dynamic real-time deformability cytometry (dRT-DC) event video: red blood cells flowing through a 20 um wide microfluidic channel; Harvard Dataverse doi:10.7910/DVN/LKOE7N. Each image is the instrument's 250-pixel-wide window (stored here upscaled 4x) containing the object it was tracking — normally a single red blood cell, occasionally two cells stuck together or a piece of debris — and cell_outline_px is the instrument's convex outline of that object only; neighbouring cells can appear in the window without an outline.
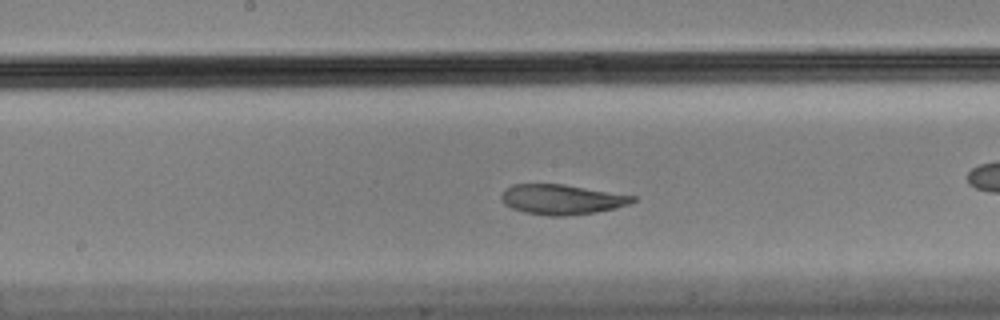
{"species": "Egyptian fruit bat (a non-hibernating species)", "species_latin": "Rousettus aegyptiacus", "temperature_condition": "cold", "stored_images_in_passage": 47, "camera_frame_rate_fps": 3000, "um_per_image_px": 0.085, "animal": {"sex": "male"}, "frame": {"image": 1, "passage_image": 27, "time_ms": 8.667, "image_size_px": [1000, 320], "cell_outline_px": [[636, 200], [628, 204], [616, 208], [596, 212], [564, 216], [548, 216], [524, 212], [512, 208], [504, 204], [500, 196], [504, 188], [512, 184], [564, 184], [636, 196]], "centroid_in_image_um": [47.72, 16.95], "position_along_channel_um": 200.5, "area_um2": 23.06}}